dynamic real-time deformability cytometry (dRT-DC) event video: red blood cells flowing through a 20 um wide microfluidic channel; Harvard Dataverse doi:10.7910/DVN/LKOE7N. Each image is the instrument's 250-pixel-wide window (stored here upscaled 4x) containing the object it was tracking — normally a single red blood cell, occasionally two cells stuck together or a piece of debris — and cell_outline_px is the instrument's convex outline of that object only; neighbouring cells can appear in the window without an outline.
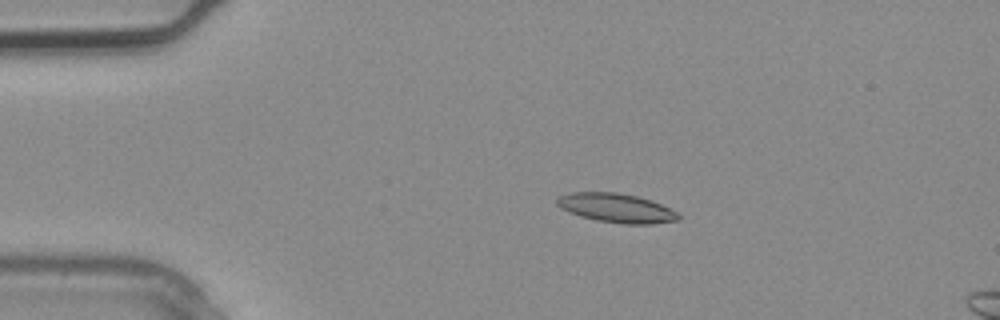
{"species": "common noctule bat (a hibernating species)", "species_latin": "Nyctalus noctula", "temperature_condition": "warm", "stored_images_in_passage": 3, "camera_frame_rate_fps": 3000, "um_per_image_px": 0.085, "animal": {"sex": "male", "body_mass_g": 20.4}, "frame": {"image": 1, "passage_image": 2, "time_ms": 0.333, "image_size_px": [1000, 320], "cell_outline_px": [[680, 220], [652, 224], [624, 224], [596, 220], [580, 216], [568, 212], [560, 208], [556, 204], [556, 200], [560, 196], [568, 192], [616, 192], [636, 196], [660, 204], [676, 212], [680, 216]], "centroid_in_image_um": [52.35, 17.68], "position_along_channel_um": 32.7, "area_um2": 20.52}}